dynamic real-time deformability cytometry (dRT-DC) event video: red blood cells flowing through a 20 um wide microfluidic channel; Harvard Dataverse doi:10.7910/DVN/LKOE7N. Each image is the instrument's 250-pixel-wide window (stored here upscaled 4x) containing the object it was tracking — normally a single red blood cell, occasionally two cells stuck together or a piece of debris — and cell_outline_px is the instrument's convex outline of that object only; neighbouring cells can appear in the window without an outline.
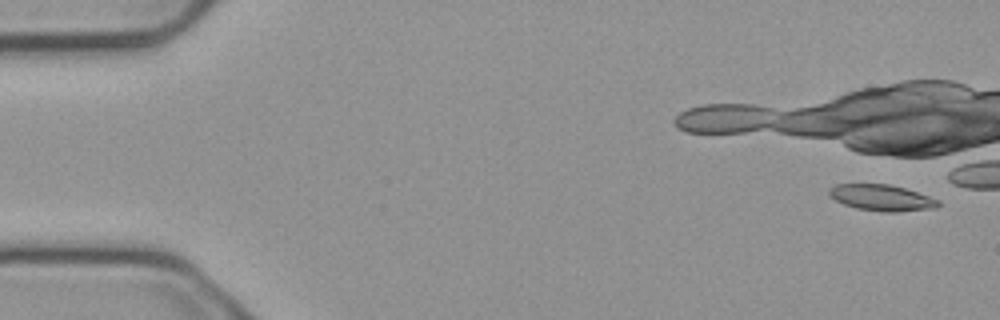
{"species": "common noctule bat (a hibernating species)", "species_latin": "Nyctalus noctula", "temperature_condition": "cold", "stored_images_in_passage": 4, "camera_frame_rate_fps": 3000, "um_per_image_px": 0.085, "animal": {"sex": "male", "body_mass_g": 23.1, "forearm_length_mm": 52.7}, "frame": {"image": 1, "passage_image": 1, "time_ms": 0.0, "image_size_px": [1000, 320], "cell_outline_px": [[940, 204], [936, 208], [900, 212], [880, 212], [856, 208], [844, 204], [828, 196], [828, 188], [836, 184], [888, 184], [904, 188], [940, 200]], "centroid_in_image_um": [74.92, 16.81], "position_along_channel_um": 10.1, "area_um2": 16.76}}